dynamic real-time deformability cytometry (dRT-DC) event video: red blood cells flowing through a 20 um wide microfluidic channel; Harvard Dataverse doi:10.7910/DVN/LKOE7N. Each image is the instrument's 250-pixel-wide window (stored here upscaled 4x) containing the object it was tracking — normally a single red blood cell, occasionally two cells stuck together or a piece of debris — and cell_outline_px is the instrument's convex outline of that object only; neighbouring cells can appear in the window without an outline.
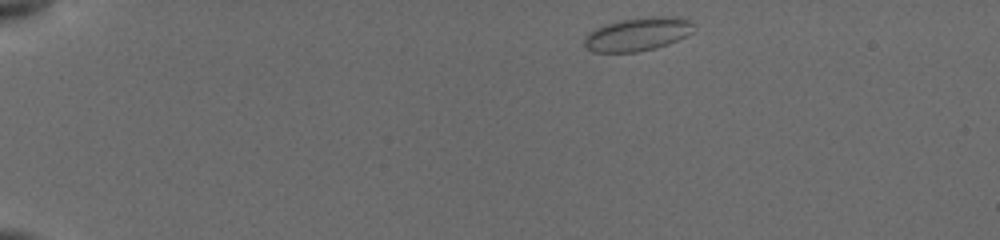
{"species": "common noctule bat (a hibernating species)", "species_latin": "Nyctalus noctula", "temperature_condition": "cold", "stored_images_in_passage": 35, "camera_frame_rate_fps": 3000, "um_per_image_px": 0.085, "animal": {"sex": "female", "body_mass_g": 19.5, "forearm_length_mm": 54.1}, "frame": {"image": 1, "passage_image": 1, "time_ms": 0.0, "image_size_px": [1000, 240], "cell_outline_px": [[692, 24], [684, 36], [676, 40], [652, 48], [636, 52], [592, 52], [584, 44], [584, 36], [588, 32], [596, 28], [620, 20], [652, 16], [676, 16], [692, 20]], "centroid_in_image_um": [54.12, 2.89], "position_along_channel_um": 30.9, "area_um2": 20.75}}
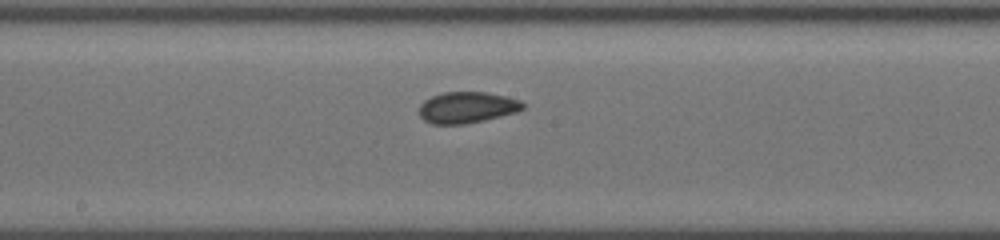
{"frame": {"image": 2, "passage_image": 19, "time_ms": 7.0, "image_size_px": [1000, 240], "cell_outline_px": [[524, 108], [516, 112], [484, 120], [464, 124], [432, 124], [424, 120], [420, 116], [420, 104], [424, 100], [432, 96], [444, 92], [488, 92], [520, 100], [524, 104]], "centroid_in_image_um": [39.68, 9.13], "position_along_channel_um": 208.5, "area_um2": 18.79}}
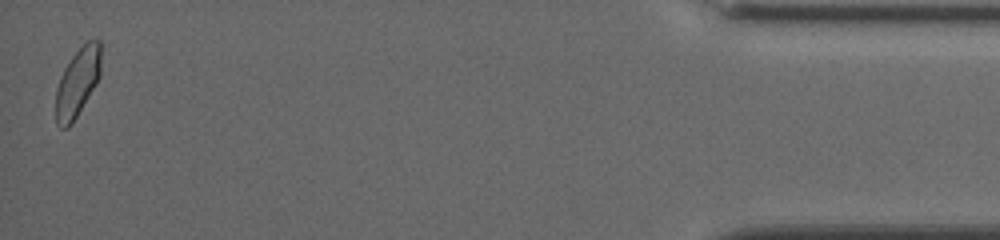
{"frame": {"image": 3, "passage_image": 35, "time_ms": 14.667, "image_size_px": [1000, 240], "cell_outline_px": [[100, 76], [96, 84], [72, 124], [68, 128], [60, 128], [56, 124], [56, 88], [60, 76], [64, 68], [72, 56], [88, 40], [100, 40]], "centroid_in_image_um": [6.57, 7.03], "position_along_channel_um": 428.6, "area_um2": 17.98}, "authors_computed_cell_mechanics": {"area_um2": 18.785, "velocity_mm_per_s": 3.8249, "shape_relaxation_time_tau1_ms": null, "shape_relaxation_time_tau2_ms": 1.0826, "deformation_change_tau1": null, "deformation_change_tau2": 0.0365}}